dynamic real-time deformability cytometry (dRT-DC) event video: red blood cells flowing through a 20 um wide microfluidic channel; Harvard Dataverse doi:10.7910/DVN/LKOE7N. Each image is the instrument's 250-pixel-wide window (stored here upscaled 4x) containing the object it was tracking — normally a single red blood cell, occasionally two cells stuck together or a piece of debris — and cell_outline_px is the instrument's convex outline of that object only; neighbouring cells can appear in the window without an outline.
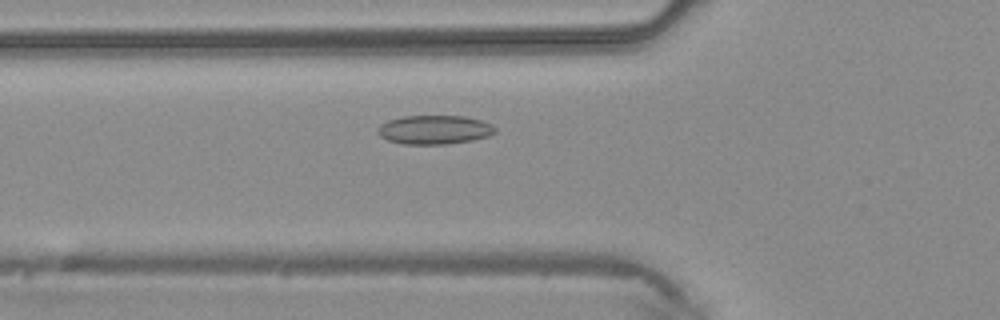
{"species": "common noctule bat (a hibernating species)", "species_latin": "Nyctalus noctula", "temperature_condition": "warm", "stored_images_in_passage": 40, "camera_frame_rate_fps": 3000, "um_per_image_px": 0.085, "animal": {"sex": "male", "body_mass_g": 20.4}, "frame": {"image": 1, "passage_image": 12, "time_ms": 3.667, "image_size_px": [1000, 320], "cell_outline_px": [[496, 132], [488, 136], [472, 140], [448, 144], [404, 144], [388, 140], [380, 136], [376, 132], [376, 128], [380, 124], [388, 120], [404, 116], [464, 116], [480, 120], [492, 124], [496, 128]], "centroid_in_image_um": [36.91, 11.02], "position_along_channel_um": 88.9, "area_um2": 19.88}}
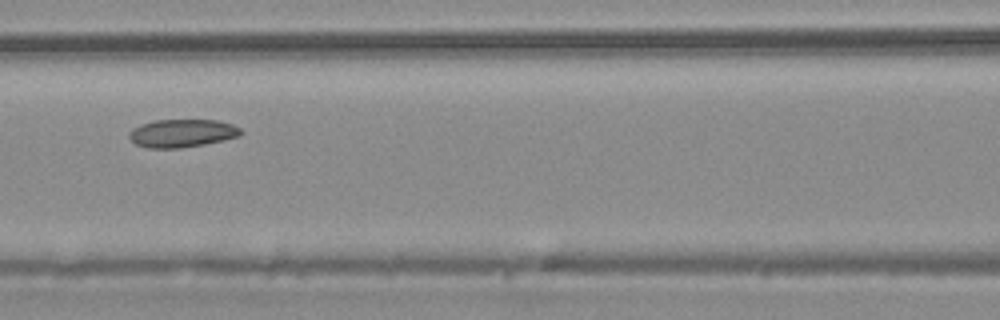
{"frame": {"image": 2, "passage_image": 16, "time_ms": 5.0, "image_size_px": [1000, 320], "cell_outline_px": [[244, 132], [240, 136], [224, 140], [204, 144], [180, 148], [148, 148], [136, 144], [128, 136], [128, 132], [132, 128], [140, 124], [156, 120], [220, 120], [232, 124], [240, 128]], "centroid_in_image_um": [15.49, 11.32], "position_along_channel_um": 151.1, "area_um2": 18.38}}
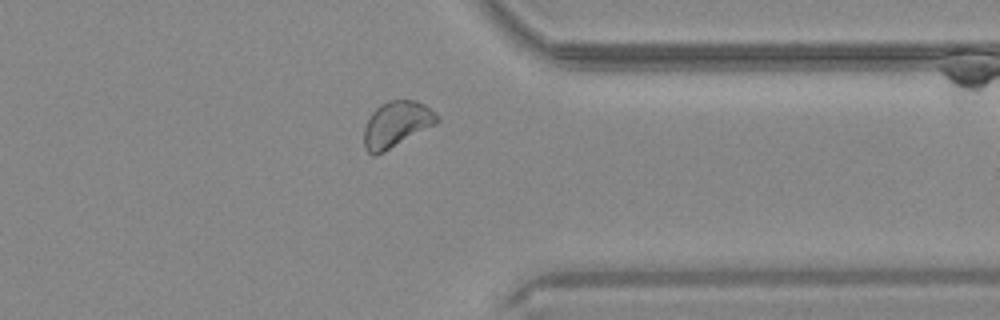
{"frame": {"image": 3, "passage_image": 31, "time_ms": 10.0, "image_size_px": [1000, 320], "cell_outline_px": [[440, 120], [436, 124], [384, 152], [376, 156], [372, 156], [364, 148], [364, 128], [372, 112], [380, 104], [388, 100], [416, 100], [424, 104], [440, 116]], "centroid_in_image_um": [33.7, 10.57], "position_along_channel_um": 377.7, "area_um2": 19.65}}